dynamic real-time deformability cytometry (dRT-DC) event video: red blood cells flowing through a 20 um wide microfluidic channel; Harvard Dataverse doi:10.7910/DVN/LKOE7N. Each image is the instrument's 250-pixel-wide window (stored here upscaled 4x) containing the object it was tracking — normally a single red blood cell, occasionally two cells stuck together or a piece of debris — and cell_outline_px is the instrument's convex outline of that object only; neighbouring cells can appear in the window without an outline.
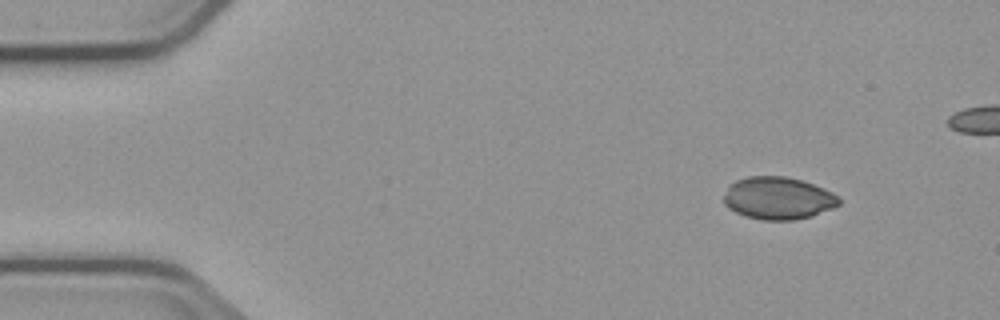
{"species": "common noctule bat (a hibernating species)", "species_latin": "Nyctalus noctula", "temperature_condition": "cold", "stored_images_in_passage": 4, "camera_frame_rate_fps": 3000, "um_per_image_px": 0.085, "animal": {"sex": "male", "body_mass_g": 23.1, "forearm_length_mm": 52.7}, "frame": {"image": 1, "passage_image": 1, "time_ms": 0.0, "image_size_px": [1000, 320], "cell_outline_px": [[840, 204], [832, 208], [812, 216], [792, 220], [764, 220], [744, 216], [728, 208], [724, 204], [724, 196], [728, 184], [736, 180], [748, 176], [784, 176], [800, 180], [824, 188], [840, 196]], "centroid_in_image_um": [66.12, 16.84], "position_along_channel_um": 18.9, "area_um2": 28.61}}